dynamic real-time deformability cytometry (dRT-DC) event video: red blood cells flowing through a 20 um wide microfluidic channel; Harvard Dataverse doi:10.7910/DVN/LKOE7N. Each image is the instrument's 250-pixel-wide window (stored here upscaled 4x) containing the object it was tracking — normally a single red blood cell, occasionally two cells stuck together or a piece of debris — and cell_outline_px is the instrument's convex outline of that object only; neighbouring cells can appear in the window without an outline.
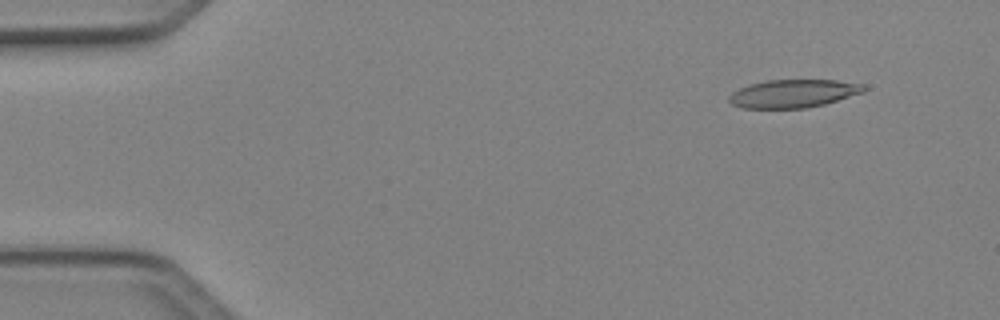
{"species": "Egyptian fruit bat (a non-hibernating species)", "species_latin": "Rousettus aegyptiacus", "temperature_condition": "cold", "stored_images_in_passage": 5, "camera_frame_rate_fps": 3000, "um_per_image_px": 0.085, "animal": {"sex": "female"}, "frame": {"image": 1, "passage_image": 2, "time_ms": 0.333, "image_size_px": [1000, 320], "cell_outline_px": [[868, 88], [864, 92], [824, 104], [808, 108], [740, 108], [732, 104], [728, 100], [728, 96], [732, 92], [748, 84], [764, 80], [836, 80], [864, 84]], "centroid_in_image_um": [67.42, 7.95], "position_along_channel_um": 17.6, "area_um2": 22.25}}